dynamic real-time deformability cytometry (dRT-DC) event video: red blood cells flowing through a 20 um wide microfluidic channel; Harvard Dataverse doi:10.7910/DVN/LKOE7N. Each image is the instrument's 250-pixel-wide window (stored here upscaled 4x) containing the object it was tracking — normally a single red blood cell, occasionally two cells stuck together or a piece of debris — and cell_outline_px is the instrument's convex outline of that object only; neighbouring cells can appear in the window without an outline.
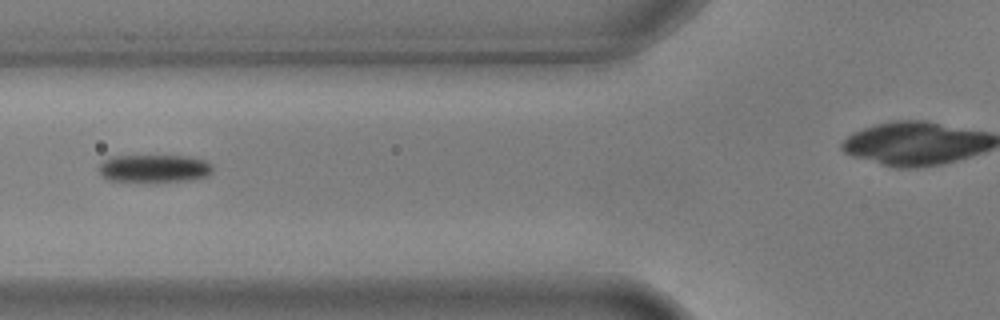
{"species": "common noctule bat (a hibernating species)", "species_latin": "Nyctalus noctula", "temperature_condition": "warm", "stored_images_in_passage": 7, "camera_frame_rate_fps": 3000, "um_per_image_px": 0.085, "animal": {"sex": "male", "body_mass_g": 17.9, "forearm_length_mm": 54.2}, "frame": {"image": 1, "passage_image": 3, "time_ms": 0.667, "image_size_px": [1000, 320], "cell_outline_px": [[212, 172], [208, 176], [192, 180], [108, 180], [100, 172], [100, 164], [104, 160], [112, 156], [188, 156], [204, 160], [212, 164]], "centroid_in_image_um": [13.16, 14.29], "position_along_channel_um": 112.6, "area_um2": 17.92}}
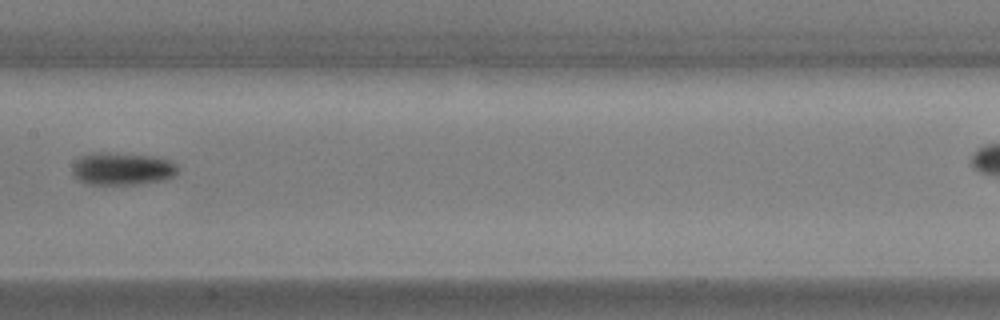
{"frame": {"image": 2, "passage_image": 5, "time_ms": 1.333, "image_size_px": [1000, 320], "cell_outline_px": [[180, 172], [176, 176], [164, 180], [136, 184], [88, 184], [80, 180], [72, 172], [72, 168], [80, 156], [92, 152], [108, 152], [152, 156], [172, 160], [180, 168]], "centroid_in_image_um": [10.46, 14.33], "position_along_channel_um": 196.9, "area_um2": 20.23}}
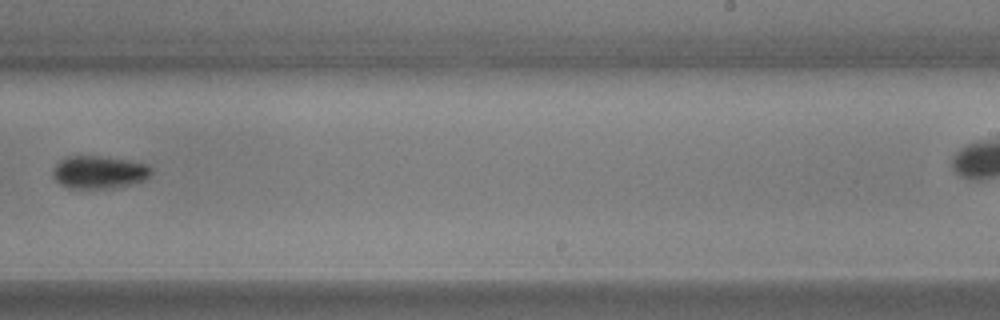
{"frame": {"image": 3, "passage_image": 7, "time_ms": 2.0, "image_size_px": [1000, 320], "cell_outline_px": [[152, 176], [144, 180], [112, 188], [68, 188], [60, 184], [52, 176], [52, 168], [64, 156], [104, 156], [128, 160], [148, 164], [152, 168]], "centroid_in_image_um": [8.41, 14.62], "position_along_channel_um": 280.6, "area_um2": 19.02}}